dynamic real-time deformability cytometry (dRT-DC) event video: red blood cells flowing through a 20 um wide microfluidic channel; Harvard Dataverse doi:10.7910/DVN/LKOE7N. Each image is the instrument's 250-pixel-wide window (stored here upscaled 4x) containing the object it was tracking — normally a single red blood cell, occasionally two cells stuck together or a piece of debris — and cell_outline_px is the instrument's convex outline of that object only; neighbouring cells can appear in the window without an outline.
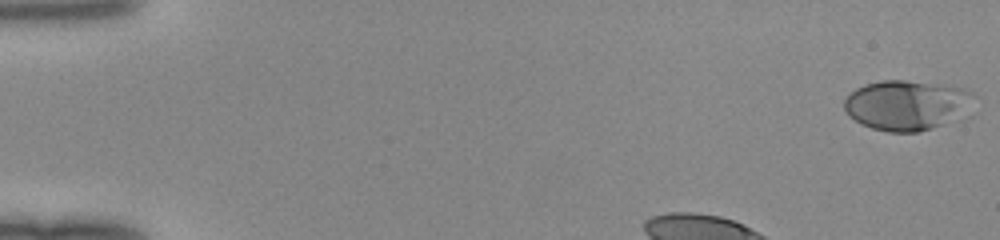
{"species": "human", "species_latin": "Homo sapiens", "temperature_condition": "room temperature", "stored_images_in_passage": 35, "camera_frame_rate_fps": 3000, "um_per_image_px": 0.085, "donor": {"sex": "female"}, "frame": {"image": 1, "passage_image": 1, "time_ms": 0.0, "image_size_px": [1000, 240], "cell_outline_px": [[972, 92], [960, 120], [920, 132], [888, 132], [872, 128], [848, 116], [844, 108], [844, 100], [848, 92], [864, 84], [880, 80], [904, 80], [968, 88]], "centroid_in_image_um": [77.02, 8.94], "position_along_channel_um": 8.0, "area_um2": 37.8}}
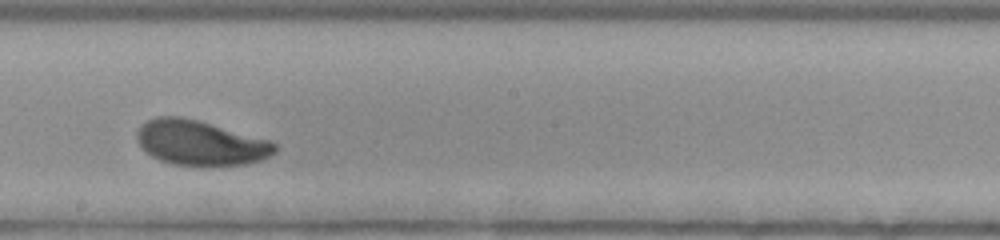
{"frame": {"image": 2, "passage_image": 23, "time_ms": 7.333, "image_size_px": [1000, 240], "cell_outline_px": [[276, 152], [260, 160], [244, 164], [208, 168], [172, 164], [160, 160], [144, 152], [136, 140], [136, 132], [140, 124], [156, 116], [180, 116], [196, 120], [272, 140], [276, 144]], "centroid_in_image_um": [17.0, 12.17], "position_along_channel_um": 231.2, "area_um2": 36.82}}
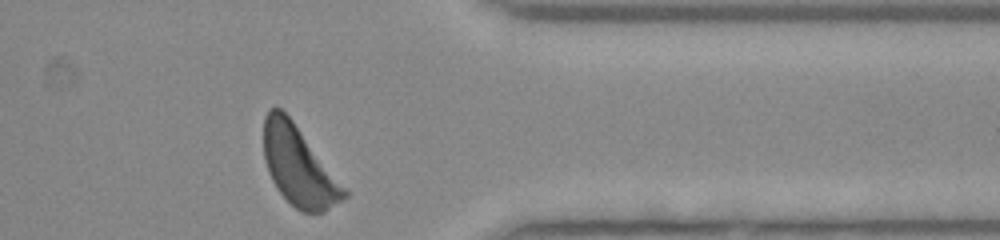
{"frame": {"image": 3, "passage_image": 35, "time_ms": 11.333, "image_size_px": [1000, 240], "cell_outline_px": [[348, 196], [324, 212], [304, 212], [296, 208], [276, 188], [268, 172], [264, 160], [264, 116], [268, 108], [280, 108], [292, 120], [348, 192]], "centroid_in_image_um": [25.36, 14.12], "position_along_channel_um": 386.0, "area_um2": 36.36}}